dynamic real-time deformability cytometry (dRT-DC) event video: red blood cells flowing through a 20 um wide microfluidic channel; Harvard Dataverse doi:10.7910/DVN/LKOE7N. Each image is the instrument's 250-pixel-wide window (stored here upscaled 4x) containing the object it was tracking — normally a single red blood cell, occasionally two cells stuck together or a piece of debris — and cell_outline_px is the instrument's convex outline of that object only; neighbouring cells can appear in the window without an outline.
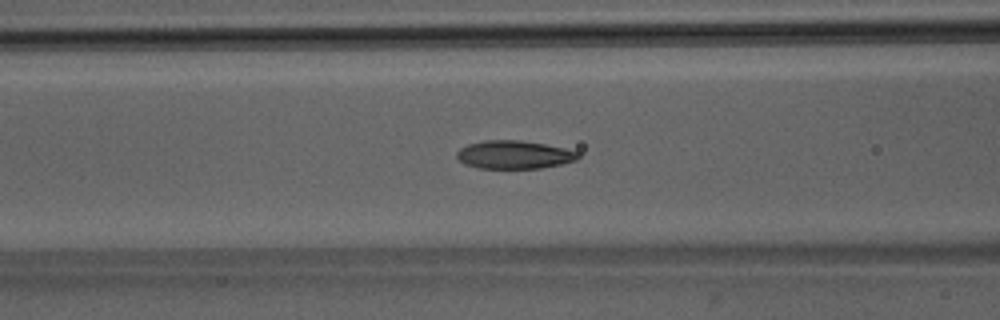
{"species": "Egyptian fruit bat (a non-hibernating species)", "species_latin": "Rousettus aegyptiacus", "temperature_condition": "room temperature", "stored_images_in_passage": 52, "segment_of_instrument_passage": [1, 2], "camera_frame_rate_fps": 3000, "um_per_image_px": 0.085, "animal": {"sex": "male"}, "frame": {"image": 1, "passage_image": 21, "time_ms": 6.667, "image_size_px": [1000, 320], "cell_outline_px": [[580, 156], [576, 160], [560, 164], [540, 168], [476, 168], [464, 164], [456, 156], [456, 152], [460, 148], [468, 144], [484, 140], [520, 140], [544, 144], [564, 148], [580, 152]], "centroid_in_image_um": [43.68, 13.15], "position_along_channel_um": 122.9, "area_um2": 19.94}}
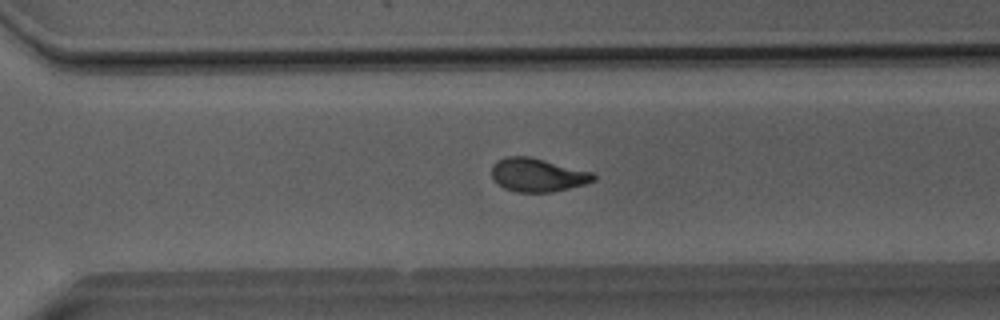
{"frame": {"image": 2, "passage_image": 36, "time_ms": 11.667, "image_size_px": [1000, 320], "cell_outline_px": [[596, 180], [584, 184], [552, 192], [516, 192], [504, 188], [492, 176], [492, 164], [496, 160], [508, 156], [528, 156], [592, 172], [596, 176]], "centroid_in_image_um": [45.68, 14.87], "position_along_channel_um": 324.9, "area_um2": 19.65}}
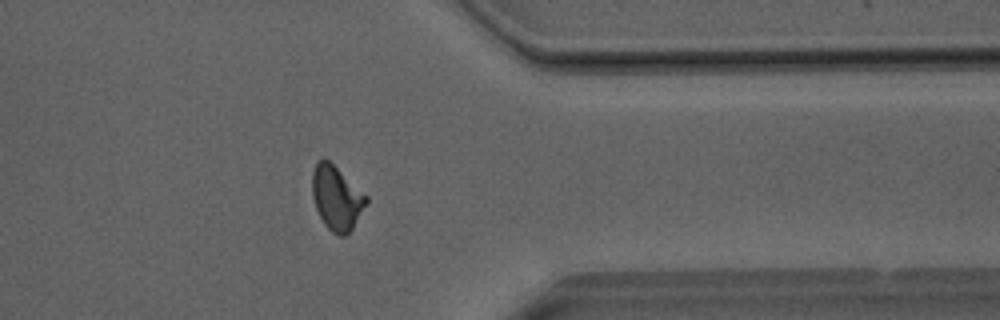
{"frame": {"image": 3, "passage_image": 41, "time_ms": 13.333, "image_size_px": [1000, 320], "cell_outline_px": [[368, 204], [352, 228], [344, 236], [340, 236], [332, 232], [324, 224], [316, 208], [312, 196], [312, 172], [316, 160], [328, 160], [368, 196]], "centroid_in_image_um": [28.61, 16.83], "position_along_channel_um": 382.8, "area_um2": 20.11}}